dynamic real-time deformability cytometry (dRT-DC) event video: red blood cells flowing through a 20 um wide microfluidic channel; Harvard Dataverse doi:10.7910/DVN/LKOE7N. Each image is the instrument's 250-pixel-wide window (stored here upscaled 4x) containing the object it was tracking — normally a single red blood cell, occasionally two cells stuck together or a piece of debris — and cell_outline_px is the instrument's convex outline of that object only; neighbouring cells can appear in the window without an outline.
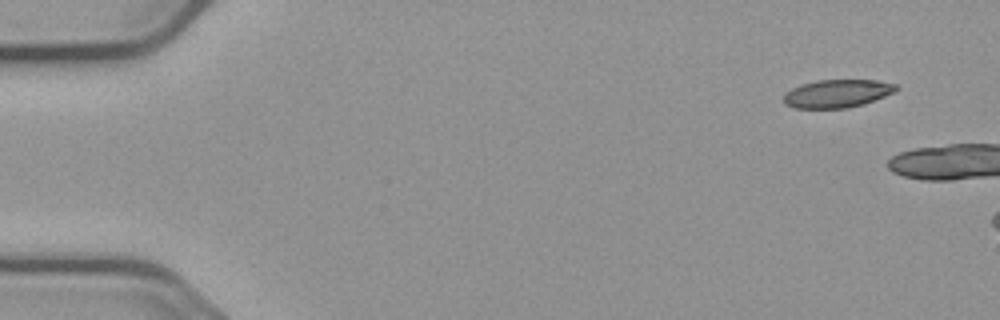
{"species": "common noctule bat (a hibernating species)", "species_latin": "Nyctalus noctula", "temperature_condition": "cold", "stored_images_in_passage": 4, "camera_frame_rate_fps": 3000, "um_per_image_px": 0.085, "animal": {"sex": "male", "body_mass_g": 23.1, "forearm_length_mm": 52.7}, "frame": {"image": 1, "passage_image": 1, "time_ms": 0.0, "image_size_px": [1000, 320], "cell_outline_px": [[900, 88], [896, 92], [864, 104], [848, 108], [792, 108], [784, 104], [784, 96], [792, 88], [816, 80], [876, 80], [896, 84]], "centroid_in_image_um": [71.21, 7.96], "position_along_channel_um": 13.8, "area_um2": 18.44}}